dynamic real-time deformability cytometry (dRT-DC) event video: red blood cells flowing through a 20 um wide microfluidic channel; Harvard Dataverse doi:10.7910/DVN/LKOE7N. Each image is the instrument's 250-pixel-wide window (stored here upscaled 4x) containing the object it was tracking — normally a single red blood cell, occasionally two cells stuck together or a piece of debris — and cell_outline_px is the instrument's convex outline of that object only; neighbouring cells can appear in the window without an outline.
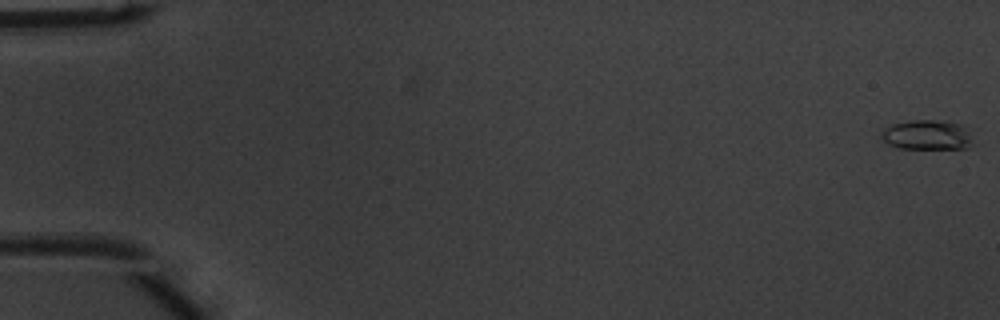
{"species": "common noctule bat (a hibernating species)", "species_latin": "Nyctalus noctula", "temperature_condition": "warm", "stored_images_in_passage": 52, "camera_frame_rate_fps": 3000, "um_per_image_px": 0.085, "animal": {"sex": "male", "body_mass_g": 20.1, "forearm_length_mm": 53.5}, "frame": {"image": 1, "passage_image": 1, "time_ms": 0.0, "image_size_px": [1000, 320], "cell_outline_px": [[976, 144], [972, 148], [896, 148], [888, 144], [880, 136], [880, 132], [884, 128], [892, 124], [912, 120], [948, 120], [960, 124], [968, 132]], "centroid_in_image_um": [78.83, 11.47], "position_along_channel_um": 6.2, "area_um2": 16.18}}
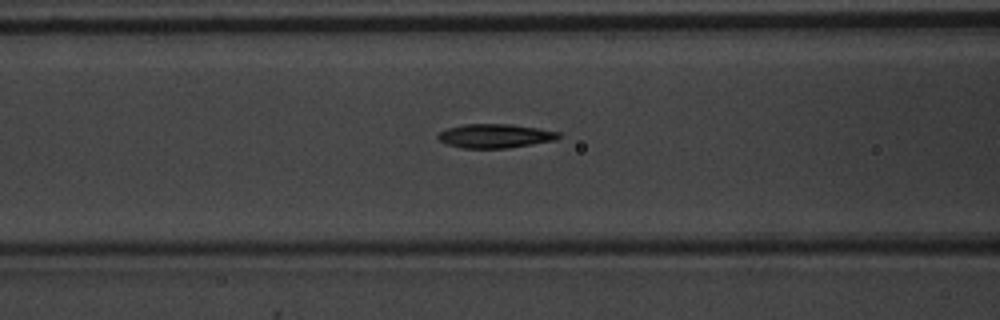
{"frame": {"image": 2, "passage_image": 22, "time_ms": 7.0, "image_size_px": [1000, 320], "cell_outline_px": [[564, 136], [556, 140], [508, 148], [464, 148], [444, 144], [436, 136], [440, 132], [448, 128], [464, 124], [512, 124], [540, 128], [560, 132]], "centroid_in_image_um": [42.13, 11.55], "position_along_channel_um": 124.5, "area_um2": 17.05}}
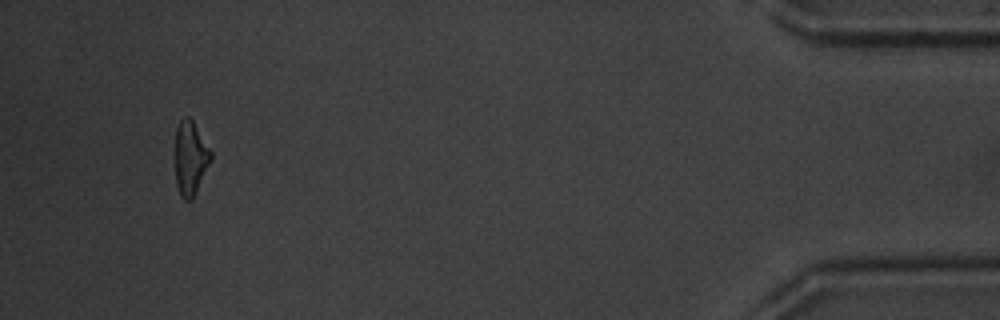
{"frame": {"image": 3, "passage_image": 49, "time_ms": 16.0, "image_size_px": [1000, 320], "cell_outline_px": [[212, 160], [192, 200], [184, 200], [180, 196], [176, 184], [176, 128], [180, 120], [184, 116], [188, 116], [192, 120], [212, 152]], "centroid_in_image_um": [16.19, 13.45], "position_along_channel_um": 419.0, "area_um2": 15.37}, "authors_computed_cell_mechanics": {"area_um2": 16.3863, "velocity_mm_per_s": 4.0315, "shape_relaxation_time_tau1_ms": 2.6091, "shape_relaxation_time_tau2_ms": 3.5319, "deformation_change_tau1": 0.1605, "deformation_change_tau2": 0.1209}}